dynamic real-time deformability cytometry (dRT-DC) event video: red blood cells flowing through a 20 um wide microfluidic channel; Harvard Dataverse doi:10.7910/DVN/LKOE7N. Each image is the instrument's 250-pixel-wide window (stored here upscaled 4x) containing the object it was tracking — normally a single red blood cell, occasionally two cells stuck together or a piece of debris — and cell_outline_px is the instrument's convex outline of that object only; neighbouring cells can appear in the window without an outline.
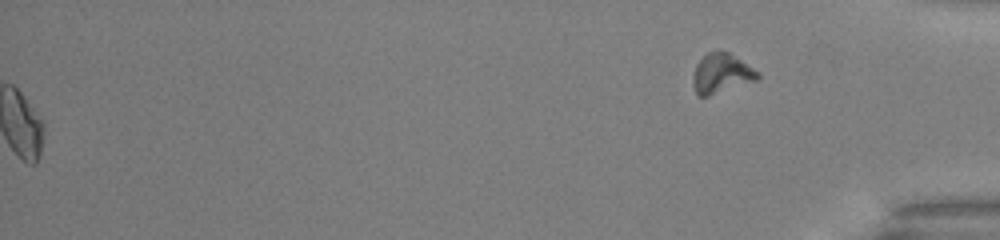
{"species": "common noctule bat (a hibernating species)", "species_latin": "Nyctalus noctula", "temperature_condition": "warm", "stored_images_in_passage": 50, "segment_of_instrument_passage": [2, 2], "camera_frame_rate_fps": 3000, "um_per_image_px": 0.085, "animal": {"sex": "male", "body_mass_g": 13.0, "forearm_length_mm": 53.1}, "frame": {"image": 1, "passage_image": 50, "time_ms": 16.333, "image_size_px": [1000, 240], "cell_outline_px": [[760, 76], [756, 80], [708, 96], [696, 96], [692, 84], [692, 76], [696, 64], [708, 52], [728, 52], [760, 72]], "centroid_in_image_um": [61.29, 6.26], "position_along_channel_um": 373.9, "area_um2": 14.8}}